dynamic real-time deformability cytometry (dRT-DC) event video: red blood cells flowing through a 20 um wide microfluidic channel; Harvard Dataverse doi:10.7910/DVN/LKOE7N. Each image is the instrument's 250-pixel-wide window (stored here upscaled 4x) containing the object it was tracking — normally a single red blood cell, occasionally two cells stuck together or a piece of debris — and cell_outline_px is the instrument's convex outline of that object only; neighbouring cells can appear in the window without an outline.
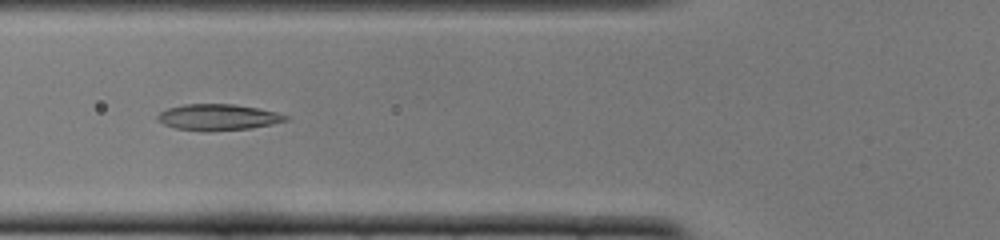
{"species": "common noctule bat (a hibernating species)", "species_latin": "Nyctalus noctula", "temperature_condition": "cold", "stored_images_in_passage": 43, "camera_frame_rate_fps": 3000, "um_per_image_px": 0.085, "animal": {"sex": "female", "body_mass_g": 22.0, "forearm_length_mm": 56.7}, "frame": {"image": 1, "passage_image": 11, "time_ms": 3.333, "image_size_px": [1000, 240], "cell_outline_px": [[288, 120], [272, 124], [252, 128], [208, 132], [204, 132], [176, 128], [164, 124], [156, 120], [156, 116], [160, 112], [168, 108], [184, 104], [232, 104], [256, 108], [276, 112], [288, 116]], "centroid_in_image_um": [18.5, 9.97], "position_along_channel_um": 107.3, "area_um2": 19.59}}
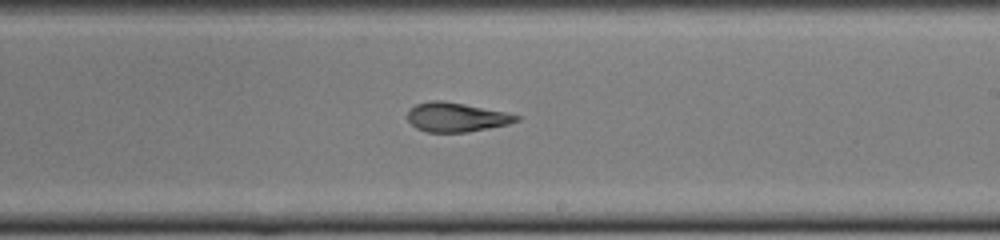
{"frame": {"image": 2, "passage_image": 22, "time_ms": 7.0, "image_size_px": [1000, 240], "cell_outline_px": [[520, 120], [508, 124], [468, 132], [428, 132], [416, 128], [408, 120], [408, 112], [416, 104], [432, 100], [444, 100], [504, 112], [520, 116]], "centroid_in_image_um": [38.78, 9.96], "position_along_channel_um": 250.2, "area_um2": 18.32}}
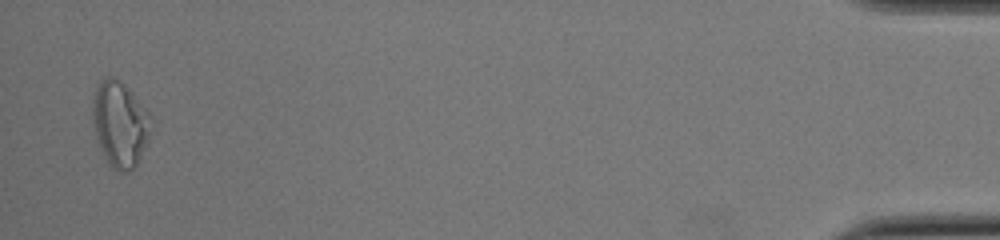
{"frame": {"image": 3, "passage_image": 42, "time_ms": 13.667, "image_size_px": [1000, 240], "cell_outline_px": [[148, 140], [140, 160], [136, 168], [128, 172], [120, 172], [108, 164], [96, 140], [92, 124], [92, 96], [96, 84], [104, 76], [112, 76], [120, 80], [132, 92], [148, 112]], "centroid_in_image_um": [10.13, 10.54], "position_along_channel_um": 425.1, "area_um2": 29.36}, "authors_computed_cell_mechanics": {"area_um2": 19.4208, "velocity_mm_per_s": 3.9046, "shape_relaxation_time_tau1_ms": 8.5548, "shape_relaxation_time_tau2_ms": 2.1594, "deformation_change_tau1": 0.2445, "deformation_change_tau2": 0.1019}}